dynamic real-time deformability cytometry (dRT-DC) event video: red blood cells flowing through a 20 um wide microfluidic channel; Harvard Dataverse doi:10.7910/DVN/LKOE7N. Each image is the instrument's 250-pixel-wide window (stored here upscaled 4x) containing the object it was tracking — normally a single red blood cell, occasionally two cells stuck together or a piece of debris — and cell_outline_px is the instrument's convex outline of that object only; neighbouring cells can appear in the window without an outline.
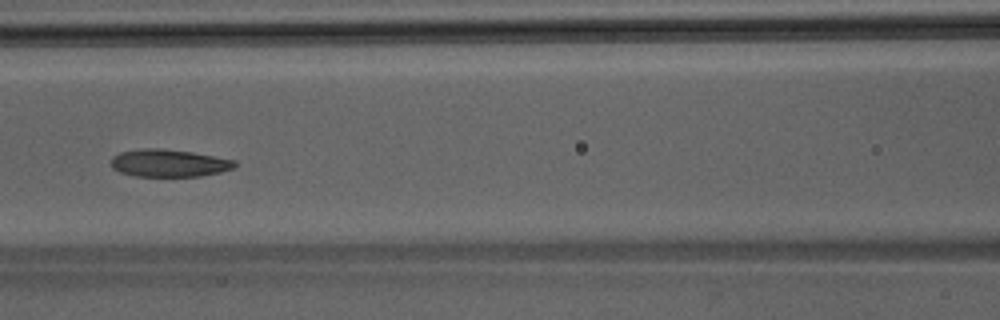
{"species": "Egyptian fruit bat (a non-hibernating species)", "species_latin": "Rousettus aegyptiacus", "temperature_condition": "room temperature", "stored_images_in_passage": 6, "camera_frame_rate_fps": 3000, "um_per_image_px": 0.085, "animal": {"sex": "male"}, "frame": {"image": 1, "passage_image": 6, "time_ms": 1.667, "image_size_px": [1000, 320], "cell_outline_px": [[236, 168], [220, 172], [200, 176], [136, 176], [120, 172], [112, 168], [112, 156], [120, 152], [144, 148], [160, 148], [192, 152], [236, 160]], "centroid_in_image_um": [14.38, 13.86], "position_along_channel_um": 152.2, "area_um2": 19.83}}